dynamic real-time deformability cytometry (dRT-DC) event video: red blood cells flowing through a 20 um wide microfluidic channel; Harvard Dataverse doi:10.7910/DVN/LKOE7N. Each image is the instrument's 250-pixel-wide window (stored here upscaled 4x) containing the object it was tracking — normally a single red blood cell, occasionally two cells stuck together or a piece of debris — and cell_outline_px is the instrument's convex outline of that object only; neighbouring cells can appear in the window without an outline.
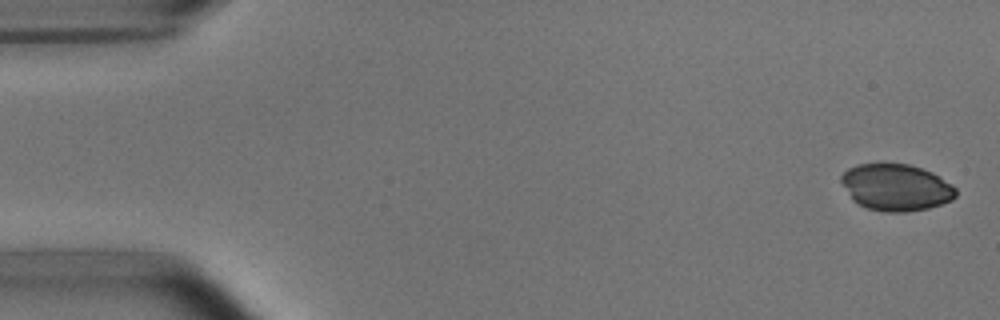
{"species": "common noctule bat (a hibernating species)", "species_latin": "Nyctalus noctula", "temperature_condition": "room temperature", "stored_images_in_passage": 5, "camera_frame_rate_fps": 3000, "um_per_image_px": 0.085, "animal": {"sex": "male", "body_mass_g": 15.6}, "frame": {"image": 1, "passage_image": 1, "time_ms": 0.0, "image_size_px": [1000, 320], "cell_outline_px": [[956, 196], [952, 200], [928, 208], [904, 212], [884, 212], [868, 208], [852, 200], [840, 180], [840, 176], [848, 168], [860, 164], [908, 164], [932, 172], [952, 184], [956, 188]], "centroid_in_image_um": [76.16, 15.93], "position_along_channel_um": 8.8, "area_um2": 31.04}}
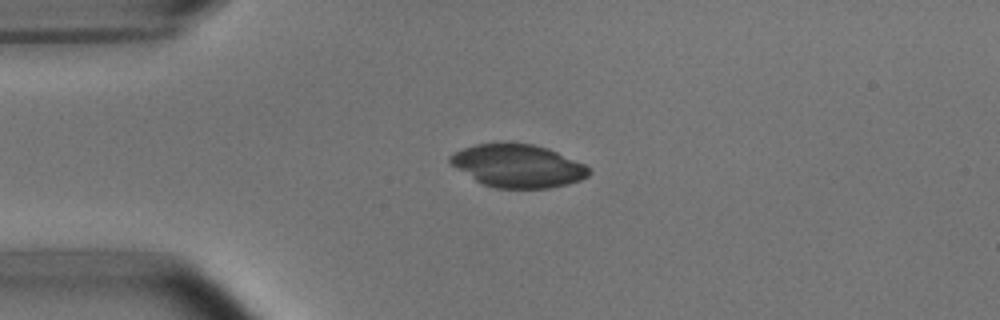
{"frame": {"image": 2, "passage_image": 4, "time_ms": 3.667, "image_size_px": [1000, 320], "cell_outline_px": [[592, 172], [588, 176], [580, 180], [568, 184], [548, 188], [496, 188], [484, 184], [476, 180], [452, 164], [448, 160], [448, 156], [464, 148], [476, 144], [532, 144], [548, 148], [584, 164]], "centroid_in_image_um": [44.05, 14.11], "position_along_channel_um": 40.9, "area_um2": 34.1}}